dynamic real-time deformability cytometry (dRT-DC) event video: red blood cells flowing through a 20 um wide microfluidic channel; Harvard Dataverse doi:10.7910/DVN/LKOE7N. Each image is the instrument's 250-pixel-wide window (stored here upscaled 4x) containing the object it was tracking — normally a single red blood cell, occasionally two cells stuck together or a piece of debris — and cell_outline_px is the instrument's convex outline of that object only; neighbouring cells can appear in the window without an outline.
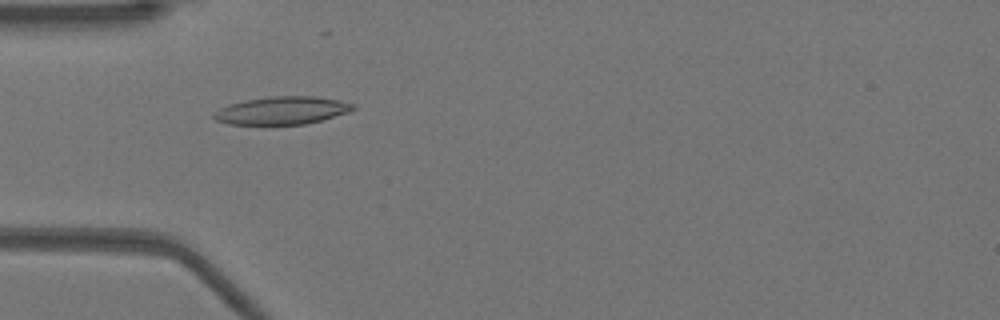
{"species": "Egyptian fruit bat (a non-hibernating species)", "species_latin": "Rousettus aegyptiacus", "temperature_condition": "warm", "stored_images_in_passage": 31, "camera_frame_rate_fps": 3000, "um_per_image_px": 0.085, "animal": {"sex": "female"}, "frame": {"image": 1, "passage_image": 5, "time_ms": 1.333, "image_size_px": [1000, 320], "cell_outline_px": [[356, 108], [348, 112], [320, 120], [304, 124], [228, 124], [216, 120], [212, 116], [212, 112], [220, 108], [244, 100], [268, 96], [316, 96], [340, 100], [356, 104]], "centroid_in_image_um": [23.97, 9.38], "position_along_channel_um": 61.0, "area_um2": 22.54}}
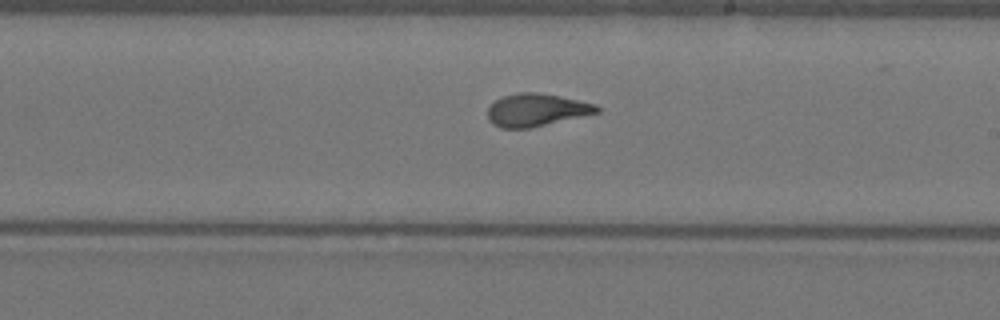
{"frame": {"image": 2, "passage_image": 19, "time_ms": 6.0, "image_size_px": [1000, 320], "cell_outline_px": [[600, 112], [532, 128], [500, 128], [492, 124], [488, 120], [488, 108], [496, 100], [504, 96], [520, 92], [536, 92], [560, 96], [596, 104], [600, 108]], "centroid_in_image_um": [45.6, 9.36], "position_along_channel_um": 243.4, "area_um2": 20.81}}
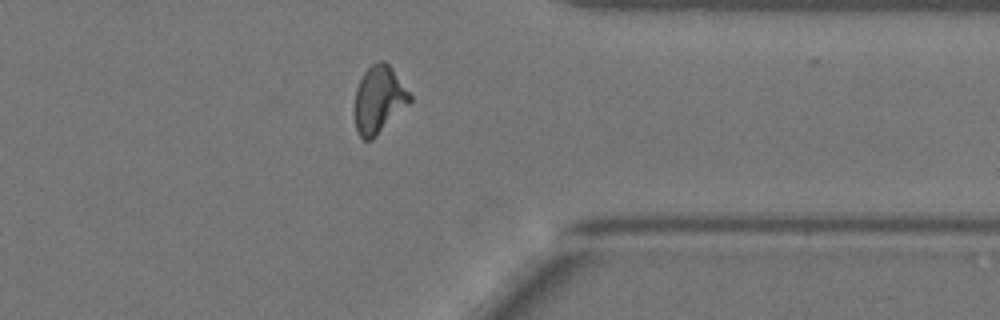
{"frame": {"image": 3, "passage_image": 30, "time_ms": 9.667, "image_size_px": [1000, 320], "cell_outline_px": [[412, 100], [372, 140], [364, 140], [360, 136], [356, 128], [356, 88], [364, 72], [372, 64], [380, 60], [384, 60], [392, 68], [412, 96]], "centroid_in_image_um": [32.22, 8.45], "position_along_channel_um": 379.2, "area_um2": 21.15}}